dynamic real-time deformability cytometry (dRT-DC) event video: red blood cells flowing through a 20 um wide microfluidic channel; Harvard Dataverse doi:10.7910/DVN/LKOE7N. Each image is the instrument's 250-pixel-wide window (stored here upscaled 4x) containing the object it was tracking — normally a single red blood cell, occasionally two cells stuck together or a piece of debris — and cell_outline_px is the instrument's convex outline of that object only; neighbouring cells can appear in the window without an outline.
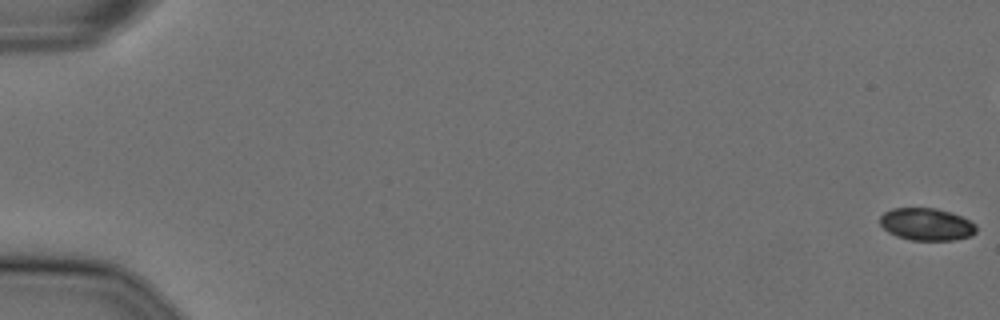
{"species": "Egyptian fruit bat (a non-hibernating species)", "species_latin": "Rousettus aegyptiacus", "temperature_condition": "cold", "stored_images_in_passage": 48, "camera_frame_rate_fps": 3000, "um_per_image_px": 0.085, "animal": {"sex": "female"}, "frame": {"image": 1, "passage_image": 1, "time_ms": 0.0, "image_size_px": [1000, 320], "cell_outline_px": [[976, 232], [972, 236], [952, 240], [912, 240], [896, 236], [888, 232], [880, 224], [880, 216], [884, 212], [892, 208], [936, 208], [952, 212], [976, 224]], "centroid_in_image_um": [78.75, 19.06], "position_along_channel_um": 6.2, "area_um2": 18.21}}
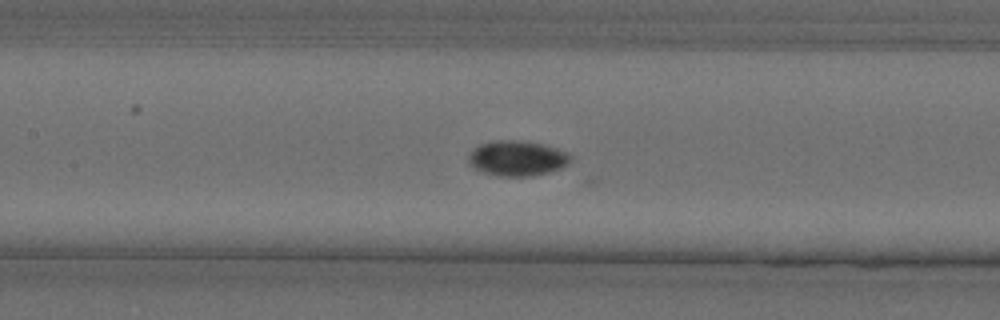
{"frame": {"image": 2, "passage_image": 28, "time_ms": 9.0, "image_size_px": [1000, 320], "cell_outline_px": [[572, 160], [568, 164], [560, 168], [548, 172], [532, 176], [496, 176], [484, 172], [468, 164], [468, 156], [480, 144], [496, 140], [520, 140], [540, 144], [556, 148], [568, 152], [572, 156]], "centroid_in_image_um": [43.98, 13.46], "position_along_channel_um": 163.4, "area_um2": 20.87}}
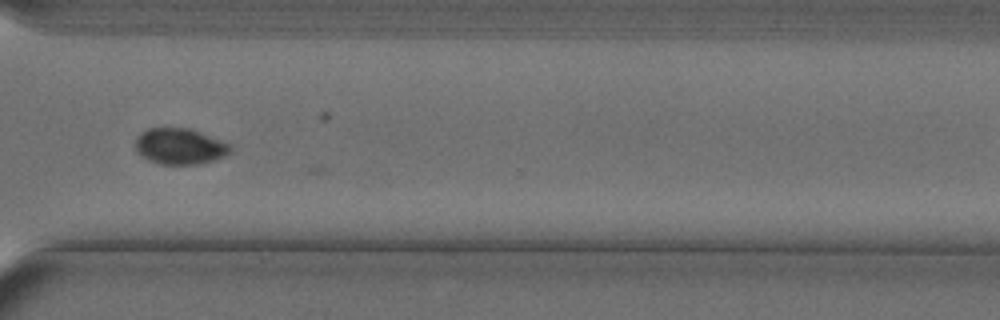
{"frame": {"image": 3, "passage_image": 44, "time_ms": 14.333, "image_size_px": [1000, 320], "cell_outline_px": [[232, 152], [224, 156], [200, 164], [160, 164], [148, 160], [136, 148], [136, 136], [140, 132], [148, 128], [188, 128], [232, 144]], "centroid_in_image_um": [15.31, 12.43], "position_along_channel_um": 355.3, "area_um2": 19.83}}